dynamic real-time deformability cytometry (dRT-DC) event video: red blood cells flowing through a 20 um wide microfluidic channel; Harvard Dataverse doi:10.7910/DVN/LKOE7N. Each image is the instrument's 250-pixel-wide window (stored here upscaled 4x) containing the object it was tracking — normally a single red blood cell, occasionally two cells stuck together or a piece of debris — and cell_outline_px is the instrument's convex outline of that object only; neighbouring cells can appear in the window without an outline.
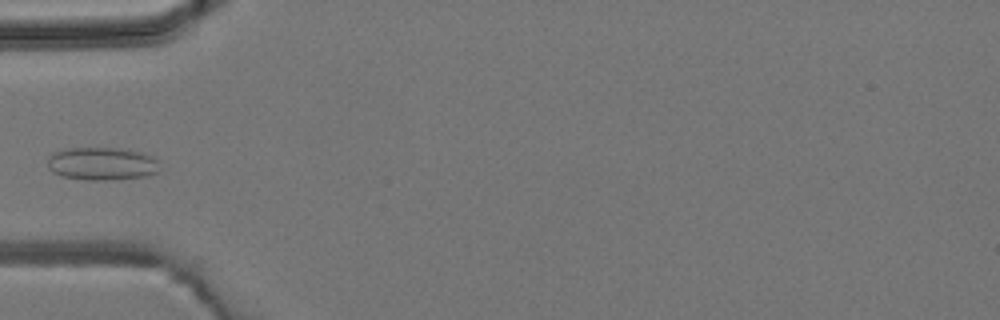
{"species": "common noctule bat (a hibernating species)", "species_latin": "Nyctalus noctula", "temperature_condition": "room temperature", "stored_images_in_passage": 5, "camera_frame_rate_fps": 3000, "um_per_image_px": 0.085, "animal": {"sex": "male", "body_mass_g": 19.2, "forearm_length_mm": 51.8}, "frame": {"image": 1, "passage_image": 5, "time_ms": 5.333, "image_size_px": [1000, 320], "cell_outline_px": [[156, 172], [148, 176], [112, 180], [84, 180], [60, 176], [52, 172], [48, 168], [48, 156], [52, 152], [68, 148], [120, 148], [140, 152], [156, 156]], "centroid_in_image_um": [8.61, 13.92], "position_along_channel_um": 76.4, "area_um2": 21.73}}